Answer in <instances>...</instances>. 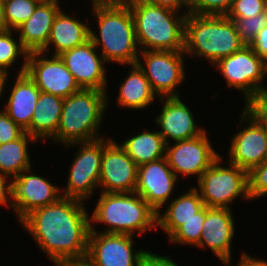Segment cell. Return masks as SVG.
<instances>
[{
    "label": "cell",
    "instance_id": "29",
    "mask_svg": "<svg viewBox=\"0 0 267 266\" xmlns=\"http://www.w3.org/2000/svg\"><path fill=\"white\" fill-rule=\"evenodd\" d=\"M17 37L16 30L0 33V69L11 73V69H14L12 67H15L16 64L18 66L20 59H22V63L19 64L21 65L20 68L14 69L17 70L14 74H21L26 71L29 52L23 47L21 40Z\"/></svg>",
    "mask_w": 267,
    "mask_h": 266
},
{
    "label": "cell",
    "instance_id": "3",
    "mask_svg": "<svg viewBox=\"0 0 267 266\" xmlns=\"http://www.w3.org/2000/svg\"><path fill=\"white\" fill-rule=\"evenodd\" d=\"M95 203L93 213H89L90 231L143 236L157 230V212L135 192H100ZM95 224L104 225V231Z\"/></svg>",
    "mask_w": 267,
    "mask_h": 266
},
{
    "label": "cell",
    "instance_id": "17",
    "mask_svg": "<svg viewBox=\"0 0 267 266\" xmlns=\"http://www.w3.org/2000/svg\"><path fill=\"white\" fill-rule=\"evenodd\" d=\"M81 89L108 91V65L91 40L58 55Z\"/></svg>",
    "mask_w": 267,
    "mask_h": 266
},
{
    "label": "cell",
    "instance_id": "32",
    "mask_svg": "<svg viewBox=\"0 0 267 266\" xmlns=\"http://www.w3.org/2000/svg\"><path fill=\"white\" fill-rule=\"evenodd\" d=\"M233 21L236 32L245 46H250L255 36L267 26V12L264 11L252 18H229Z\"/></svg>",
    "mask_w": 267,
    "mask_h": 266
},
{
    "label": "cell",
    "instance_id": "21",
    "mask_svg": "<svg viewBox=\"0 0 267 266\" xmlns=\"http://www.w3.org/2000/svg\"><path fill=\"white\" fill-rule=\"evenodd\" d=\"M74 13V11L73 14L66 13L63 9L58 12L53 21L49 40L42 52L50 55L53 51L51 55H60L90 40L89 24L91 23H88L87 16V20L82 21L83 19L80 20Z\"/></svg>",
    "mask_w": 267,
    "mask_h": 266
},
{
    "label": "cell",
    "instance_id": "22",
    "mask_svg": "<svg viewBox=\"0 0 267 266\" xmlns=\"http://www.w3.org/2000/svg\"><path fill=\"white\" fill-rule=\"evenodd\" d=\"M60 4L59 0L42 1L31 17L16 29L18 38L29 53L41 51L46 46L53 21L63 8Z\"/></svg>",
    "mask_w": 267,
    "mask_h": 266
},
{
    "label": "cell",
    "instance_id": "39",
    "mask_svg": "<svg viewBox=\"0 0 267 266\" xmlns=\"http://www.w3.org/2000/svg\"><path fill=\"white\" fill-rule=\"evenodd\" d=\"M140 266H183L179 265L171 255H160L154 252H149L141 261ZM185 266V265H184Z\"/></svg>",
    "mask_w": 267,
    "mask_h": 266
},
{
    "label": "cell",
    "instance_id": "23",
    "mask_svg": "<svg viewBox=\"0 0 267 266\" xmlns=\"http://www.w3.org/2000/svg\"><path fill=\"white\" fill-rule=\"evenodd\" d=\"M15 80L8 89L9 96L4 101L3 111L23 130L30 127L37 105L40 89L26 72L14 75Z\"/></svg>",
    "mask_w": 267,
    "mask_h": 266
},
{
    "label": "cell",
    "instance_id": "9",
    "mask_svg": "<svg viewBox=\"0 0 267 266\" xmlns=\"http://www.w3.org/2000/svg\"><path fill=\"white\" fill-rule=\"evenodd\" d=\"M185 56L184 51H140L137 65L143 70L158 98L180 97L178 87L188 75Z\"/></svg>",
    "mask_w": 267,
    "mask_h": 266
},
{
    "label": "cell",
    "instance_id": "46",
    "mask_svg": "<svg viewBox=\"0 0 267 266\" xmlns=\"http://www.w3.org/2000/svg\"><path fill=\"white\" fill-rule=\"evenodd\" d=\"M254 266H267V260L265 261L261 257L258 259L254 256Z\"/></svg>",
    "mask_w": 267,
    "mask_h": 266
},
{
    "label": "cell",
    "instance_id": "40",
    "mask_svg": "<svg viewBox=\"0 0 267 266\" xmlns=\"http://www.w3.org/2000/svg\"><path fill=\"white\" fill-rule=\"evenodd\" d=\"M146 1L157 6L172 9L179 13H185L187 15L190 13L189 9L192 0H146Z\"/></svg>",
    "mask_w": 267,
    "mask_h": 266
},
{
    "label": "cell",
    "instance_id": "4",
    "mask_svg": "<svg viewBox=\"0 0 267 266\" xmlns=\"http://www.w3.org/2000/svg\"><path fill=\"white\" fill-rule=\"evenodd\" d=\"M107 92L109 91L81 89L66 97L56 134L50 141L66 146L105 137L100 132L105 113L110 107L111 98Z\"/></svg>",
    "mask_w": 267,
    "mask_h": 266
},
{
    "label": "cell",
    "instance_id": "31",
    "mask_svg": "<svg viewBox=\"0 0 267 266\" xmlns=\"http://www.w3.org/2000/svg\"><path fill=\"white\" fill-rule=\"evenodd\" d=\"M42 0H2L9 30H16L34 13Z\"/></svg>",
    "mask_w": 267,
    "mask_h": 266
},
{
    "label": "cell",
    "instance_id": "47",
    "mask_svg": "<svg viewBox=\"0 0 267 266\" xmlns=\"http://www.w3.org/2000/svg\"><path fill=\"white\" fill-rule=\"evenodd\" d=\"M264 1H265V11L267 12V0Z\"/></svg>",
    "mask_w": 267,
    "mask_h": 266
},
{
    "label": "cell",
    "instance_id": "20",
    "mask_svg": "<svg viewBox=\"0 0 267 266\" xmlns=\"http://www.w3.org/2000/svg\"><path fill=\"white\" fill-rule=\"evenodd\" d=\"M235 219L232 209L209 208L206 206V216L202 225V234L198 249L210 252L220 260L222 264L232 263V242L236 238Z\"/></svg>",
    "mask_w": 267,
    "mask_h": 266
},
{
    "label": "cell",
    "instance_id": "19",
    "mask_svg": "<svg viewBox=\"0 0 267 266\" xmlns=\"http://www.w3.org/2000/svg\"><path fill=\"white\" fill-rule=\"evenodd\" d=\"M161 110L155 115L154 123L159 127L166 144L191 139L203 134L205 126H200L195 114L180 97L159 98Z\"/></svg>",
    "mask_w": 267,
    "mask_h": 266
},
{
    "label": "cell",
    "instance_id": "43",
    "mask_svg": "<svg viewBox=\"0 0 267 266\" xmlns=\"http://www.w3.org/2000/svg\"><path fill=\"white\" fill-rule=\"evenodd\" d=\"M236 266H254V257L249 255L246 251H241L240 258H238ZM232 263H224V266H234Z\"/></svg>",
    "mask_w": 267,
    "mask_h": 266
},
{
    "label": "cell",
    "instance_id": "44",
    "mask_svg": "<svg viewBox=\"0 0 267 266\" xmlns=\"http://www.w3.org/2000/svg\"><path fill=\"white\" fill-rule=\"evenodd\" d=\"M9 76H11L10 73L6 72L5 70L0 69V99H2L3 95L7 96L5 94V92H7L6 88H8L6 84L12 78V77H9Z\"/></svg>",
    "mask_w": 267,
    "mask_h": 266
},
{
    "label": "cell",
    "instance_id": "41",
    "mask_svg": "<svg viewBox=\"0 0 267 266\" xmlns=\"http://www.w3.org/2000/svg\"><path fill=\"white\" fill-rule=\"evenodd\" d=\"M253 51L267 63V26H265L250 44Z\"/></svg>",
    "mask_w": 267,
    "mask_h": 266
},
{
    "label": "cell",
    "instance_id": "42",
    "mask_svg": "<svg viewBox=\"0 0 267 266\" xmlns=\"http://www.w3.org/2000/svg\"><path fill=\"white\" fill-rule=\"evenodd\" d=\"M59 266H97L89 257L83 256L64 261Z\"/></svg>",
    "mask_w": 267,
    "mask_h": 266
},
{
    "label": "cell",
    "instance_id": "15",
    "mask_svg": "<svg viewBox=\"0 0 267 266\" xmlns=\"http://www.w3.org/2000/svg\"><path fill=\"white\" fill-rule=\"evenodd\" d=\"M241 112L238 117L241 128L230 137L227 162L249 172L267 159V128L256 123L243 110Z\"/></svg>",
    "mask_w": 267,
    "mask_h": 266
},
{
    "label": "cell",
    "instance_id": "1",
    "mask_svg": "<svg viewBox=\"0 0 267 266\" xmlns=\"http://www.w3.org/2000/svg\"><path fill=\"white\" fill-rule=\"evenodd\" d=\"M87 203L61 197L37 208L18 224L54 266L87 255L90 216ZM87 208V209H86Z\"/></svg>",
    "mask_w": 267,
    "mask_h": 266
},
{
    "label": "cell",
    "instance_id": "12",
    "mask_svg": "<svg viewBox=\"0 0 267 266\" xmlns=\"http://www.w3.org/2000/svg\"><path fill=\"white\" fill-rule=\"evenodd\" d=\"M106 136L103 137L99 190L103 193L135 192L137 164L113 137Z\"/></svg>",
    "mask_w": 267,
    "mask_h": 266
},
{
    "label": "cell",
    "instance_id": "11",
    "mask_svg": "<svg viewBox=\"0 0 267 266\" xmlns=\"http://www.w3.org/2000/svg\"><path fill=\"white\" fill-rule=\"evenodd\" d=\"M208 133L206 130L194 138L166 145V159L178 179L196 177L198 180L221 155L214 149Z\"/></svg>",
    "mask_w": 267,
    "mask_h": 266
},
{
    "label": "cell",
    "instance_id": "6",
    "mask_svg": "<svg viewBox=\"0 0 267 266\" xmlns=\"http://www.w3.org/2000/svg\"><path fill=\"white\" fill-rule=\"evenodd\" d=\"M135 23L140 51H184L185 13L157 6L146 0H125Z\"/></svg>",
    "mask_w": 267,
    "mask_h": 266
},
{
    "label": "cell",
    "instance_id": "13",
    "mask_svg": "<svg viewBox=\"0 0 267 266\" xmlns=\"http://www.w3.org/2000/svg\"><path fill=\"white\" fill-rule=\"evenodd\" d=\"M25 72L40 91L63 99L81 90L58 55L50 56L42 51L30 52Z\"/></svg>",
    "mask_w": 267,
    "mask_h": 266
},
{
    "label": "cell",
    "instance_id": "35",
    "mask_svg": "<svg viewBox=\"0 0 267 266\" xmlns=\"http://www.w3.org/2000/svg\"><path fill=\"white\" fill-rule=\"evenodd\" d=\"M234 0H192L190 13L197 15H226Z\"/></svg>",
    "mask_w": 267,
    "mask_h": 266
},
{
    "label": "cell",
    "instance_id": "14",
    "mask_svg": "<svg viewBox=\"0 0 267 266\" xmlns=\"http://www.w3.org/2000/svg\"><path fill=\"white\" fill-rule=\"evenodd\" d=\"M134 236L90 231L87 257L97 266H140L149 250L135 249Z\"/></svg>",
    "mask_w": 267,
    "mask_h": 266
},
{
    "label": "cell",
    "instance_id": "25",
    "mask_svg": "<svg viewBox=\"0 0 267 266\" xmlns=\"http://www.w3.org/2000/svg\"><path fill=\"white\" fill-rule=\"evenodd\" d=\"M166 206L163 207L164 212H157V228L169 238L182 224L196 217L205 205L198 191L191 186L186 192L173 197Z\"/></svg>",
    "mask_w": 267,
    "mask_h": 266
},
{
    "label": "cell",
    "instance_id": "18",
    "mask_svg": "<svg viewBox=\"0 0 267 266\" xmlns=\"http://www.w3.org/2000/svg\"><path fill=\"white\" fill-rule=\"evenodd\" d=\"M178 182V177L164 157L138 167L135 193L159 212L172 199V195L174 197Z\"/></svg>",
    "mask_w": 267,
    "mask_h": 266
},
{
    "label": "cell",
    "instance_id": "27",
    "mask_svg": "<svg viewBox=\"0 0 267 266\" xmlns=\"http://www.w3.org/2000/svg\"><path fill=\"white\" fill-rule=\"evenodd\" d=\"M142 130L134 132L127 139L118 142L138 167L166 157L167 144L158 129L155 131H149L146 128Z\"/></svg>",
    "mask_w": 267,
    "mask_h": 266
},
{
    "label": "cell",
    "instance_id": "7",
    "mask_svg": "<svg viewBox=\"0 0 267 266\" xmlns=\"http://www.w3.org/2000/svg\"><path fill=\"white\" fill-rule=\"evenodd\" d=\"M219 158L196 180L193 186L209 208L231 209L237 198L251 201L248 171ZM224 162V164H223Z\"/></svg>",
    "mask_w": 267,
    "mask_h": 266
},
{
    "label": "cell",
    "instance_id": "33",
    "mask_svg": "<svg viewBox=\"0 0 267 266\" xmlns=\"http://www.w3.org/2000/svg\"><path fill=\"white\" fill-rule=\"evenodd\" d=\"M257 89L245 102L243 110L256 123L267 128V86Z\"/></svg>",
    "mask_w": 267,
    "mask_h": 266
},
{
    "label": "cell",
    "instance_id": "28",
    "mask_svg": "<svg viewBox=\"0 0 267 266\" xmlns=\"http://www.w3.org/2000/svg\"><path fill=\"white\" fill-rule=\"evenodd\" d=\"M38 144V141L24 133L20 138L0 145V174L11 179L22 171L31 168L32 157L29 155V145Z\"/></svg>",
    "mask_w": 267,
    "mask_h": 266
},
{
    "label": "cell",
    "instance_id": "16",
    "mask_svg": "<svg viewBox=\"0 0 267 266\" xmlns=\"http://www.w3.org/2000/svg\"><path fill=\"white\" fill-rule=\"evenodd\" d=\"M33 167L12 179L13 207L19 223L31 211L55 203L62 197L60 186L33 173Z\"/></svg>",
    "mask_w": 267,
    "mask_h": 266
},
{
    "label": "cell",
    "instance_id": "10",
    "mask_svg": "<svg viewBox=\"0 0 267 266\" xmlns=\"http://www.w3.org/2000/svg\"><path fill=\"white\" fill-rule=\"evenodd\" d=\"M212 67L225 79L226 86L241 92L244 102L260 87L267 85V63L250 46H244ZM265 83V84H264Z\"/></svg>",
    "mask_w": 267,
    "mask_h": 266
},
{
    "label": "cell",
    "instance_id": "38",
    "mask_svg": "<svg viewBox=\"0 0 267 266\" xmlns=\"http://www.w3.org/2000/svg\"><path fill=\"white\" fill-rule=\"evenodd\" d=\"M7 207L14 213L12 179L0 174V206Z\"/></svg>",
    "mask_w": 267,
    "mask_h": 266
},
{
    "label": "cell",
    "instance_id": "36",
    "mask_svg": "<svg viewBox=\"0 0 267 266\" xmlns=\"http://www.w3.org/2000/svg\"><path fill=\"white\" fill-rule=\"evenodd\" d=\"M264 11V0H234L226 16L228 18H252Z\"/></svg>",
    "mask_w": 267,
    "mask_h": 266
},
{
    "label": "cell",
    "instance_id": "2",
    "mask_svg": "<svg viewBox=\"0 0 267 266\" xmlns=\"http://www.w3.org/2000/svg\"><path fill=\"white\" fill-rule=\"evenodd\" d=\"M89 5L95 25L98 23L95 30L90 25V40L104 61L117 66L137 63L140 49L129 4L125 0H94Z\"/></svg>",
    "mask_w": 267,
    "mask_h": 266
},
{
    "label": "cell",
    "instance_id": "8",
    "mask_svg": "<svg viewBox=\"0 0 267 266\" xmlns=\"http://www.w3.org/2000/svg\"><path fill=\"white\" fill-rule=\"evenodd\" d=\"M72 147H77V152L69 166L66 186H60L61 195L86 203L92 196L95 197L96 188L99 190L103 138L69 144L64 149Z\"/></svg>",
    "mask_w": 267,
    "mask_h": 266
},
{
    "label": "cell",
    "instance_id": "5",
    "mask_svg": "<svg viewBox=\"0 0 267 266\" xmlns=\"http://www.w3.org/2000/svg\"><path fill=\"white\" fill-rule=\"evenodd\" d=\"M244 46L233 21L226 15L187 14L184 36L186 58L194 60L198 57L212 66Z\"/></svg>",
    "mask_w": 267,
    "mask_h": 266
},
{
    "label": "cell",
    "instance_id": "34",
    "mask_svg": "<svg viewBox=\"0 0 267 266\" xmlns=\"http://www.w3.org/2000/svg\"><path fill=\"white\" fill-rule=\"evenodd\" d=\"M248 181L251 201L267 196V159L248 172Z\"/></svg>",
    "mask_w": 267,
    "mask_h": 266
},
{
    "label": "cell",
    "instance_id": "26",
    "mask_svg": "<svg viewBox=\"0 0 267 266\" xmlns=\"http://www.w3.org/2000/svg\"><path fill=\"white\" fill-rule=\"evenodd\" d=\"M63 102V98L41 91L30 127L25 132L39 143L50 140L56 134Z\"/></svg>",
    "mask_w": 267,
    "mask_h": 266
},
{
    "label": "cell",
    "instance_id": "24",
    "mask_svg": "<svg viewBox=\"0 0 267 266\" xmlns=\"http://www.w3.org/2000/svg\"><path fill=\"white\" fill-rule=\"evenodd\" d=\"M126 67L131 68L128 71L129 73L125 75L126 77L120 80L116 104L121 109L126 108L130 111L146 110L159 98L154 93L150 82L137 63L127 65Z\"/></svg>",
    "mask_w": 267,
    "mask_h": 266
},
{
    "label": "cell",
    "instance_id": "37",
    "mask_svg": "<svg viewBox=\"0 0 267 266\" xmlns=\"http://www.w3.org/2000/svg\"><path fill=\"white\" fill-rule=\"evenodd\" d=\"M24 133L25 130L0 109V145L18 139Z\"/></svg>",
    "mask_w": 267,
    "mask_h": 266
},
{
    "label": "cell",
    "instance_id": "45",
    "mask_svg": "<svg viewBox=\"0 0 267 266\" xmlns=\"http://www.w3.org/2000/svg\"><path fill=\"white\" fill-rule=\"evenodd\" d=\"M9 31L8 25L5 20V13L2 0H0V33Z\"/></svg>",
    "mask_w": 267,
    "mask_h": 266
},
{
    "label": "cell",
    "instance_id": "30",
    "mask_svg": "<svg viewBox=\"0 0 267 266\" xmlns=\"http://www.w3.org/2000/svg\"><path fill=\"white\" fill-rule=\"evenodd\" d=\"M206 216V206H204L199 212L196 213V217L191 218L182 224L169 238L168 242L173 245H188L195 246L199 245L202 225Z\"/></svg>",
    "mask_w": 267,
    "mask_h": 266
}]
</instances>
